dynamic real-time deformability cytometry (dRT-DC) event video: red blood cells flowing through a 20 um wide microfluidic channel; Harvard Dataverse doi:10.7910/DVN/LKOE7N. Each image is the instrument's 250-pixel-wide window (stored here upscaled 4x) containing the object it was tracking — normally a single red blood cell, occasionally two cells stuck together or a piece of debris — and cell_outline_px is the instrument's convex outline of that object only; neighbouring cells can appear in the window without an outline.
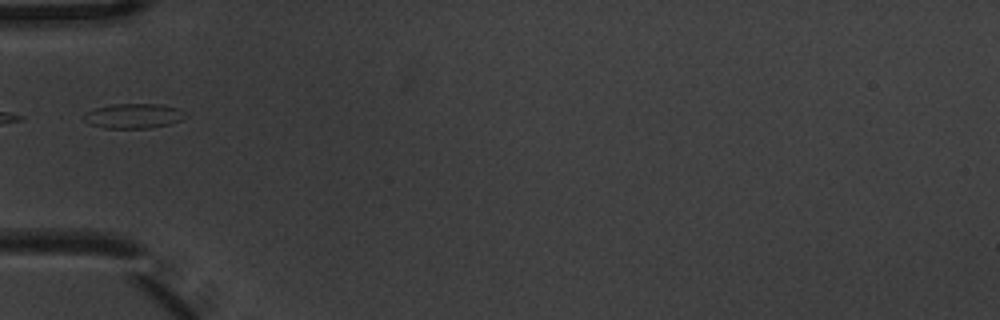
{"species": "common noctule bat (a hibernating species)", "species_latin": "Nyctalus noctula", "temperature_condition": "warm", "stored_images_in_passage": 5, "segment_of_instrument_passage": [2, 2], "camera_frame_rate_fps": 3000, "um_per_image_px": 0.085, "animal": {"sex": "male", "body_mass_g": 20.1, "forearm_length_mm": 53.5}, "frame": {"image": 1, "passage_image": 5, "time_ms": 1.333, "image_size_px": [1000, 320], "cell_outline_px": [[188, 116], [180, 120], [168, 124], [148, 128], [104, 128], [88, 124], [80, 116], [96, 108], [112, 104], [160, 104], [180, 108], [188, 112]], "centroid_in_image_um": [11.37, 9.85], "position_along_channel_um": 73.6, "area_um2": 14.85}}